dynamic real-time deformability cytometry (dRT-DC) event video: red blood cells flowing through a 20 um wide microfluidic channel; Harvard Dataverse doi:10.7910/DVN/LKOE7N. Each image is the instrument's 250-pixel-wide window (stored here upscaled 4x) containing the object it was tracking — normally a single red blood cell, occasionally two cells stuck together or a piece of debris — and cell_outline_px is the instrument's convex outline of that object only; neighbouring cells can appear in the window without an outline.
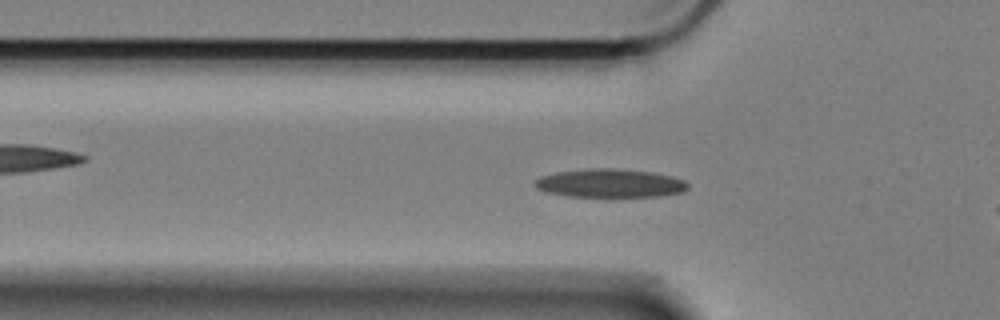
{"species": "Egyptian fruit bat (a non-hibernating species)", "species_latin": "Rousettus aegyptiacus", "temperature_condition": "cold", "stored_images_in_passage": 24, "camera_frame_rate_fps": 3000, "um_per_image_px": 0.085, "animal": {"sex": "female"}, "frame": {"image": 1, "passage_image": 11, "time_ms": 3.333, "image_size_px": [1000, 320], "cell_outline_px": [[688, 188], [684, 192], [660, 196], [568, 196], [544, 192], [536, 188], [532, 184], [540, 176], [556, 172], [584, 168], [616, 168], [652, 172], [672, 176], [684, 180], [688, 184]], "centroid_in_image_um": [51.82, 15.56], "position_along_channel_um": 74.0, "area_um2": 25.61}}
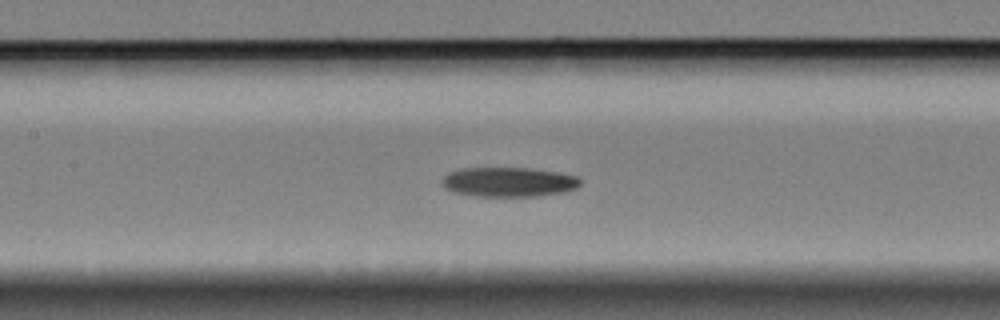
{"frame": {"image": 2, "passage_image": 19, "time_ms": 6.0, "image_size_px": [1000, 320], "cell_outline_px": [[580, 184], [576, 188], [564, 192], [536, 196], [476, 196], [452, 192], [444, 188], [440, 184], [440, 180], [448, 172], [460, 168], [528, 168], [556, 172], [580, 176]], "centroid_in_image_um": [43.19, 15.47], "position_along_channel_um": 164.2, "area_um2": 24.04}}
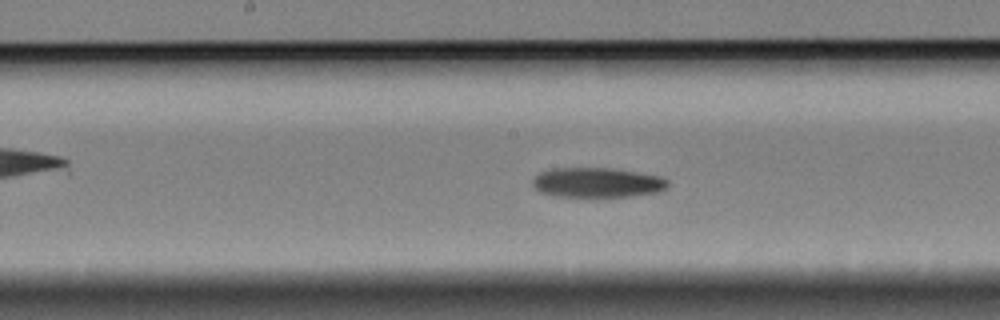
{"frame": {"image": 3, "passage_image": 22, "time_ms": 7.0, "image_size_px": [1000, 320], "cell_outline_px": [[668, 188], [660, 192], [632, 196], [552, 196], [540, 192], [532, 184], [532, 180], [540, 172], [552, 168], [612, 168], [664, 176], [668, 180]], "centroid_in_image_um": [50.81, 15.51], "position_along_channel_um": 197.4, "area_um2": 23.7}}